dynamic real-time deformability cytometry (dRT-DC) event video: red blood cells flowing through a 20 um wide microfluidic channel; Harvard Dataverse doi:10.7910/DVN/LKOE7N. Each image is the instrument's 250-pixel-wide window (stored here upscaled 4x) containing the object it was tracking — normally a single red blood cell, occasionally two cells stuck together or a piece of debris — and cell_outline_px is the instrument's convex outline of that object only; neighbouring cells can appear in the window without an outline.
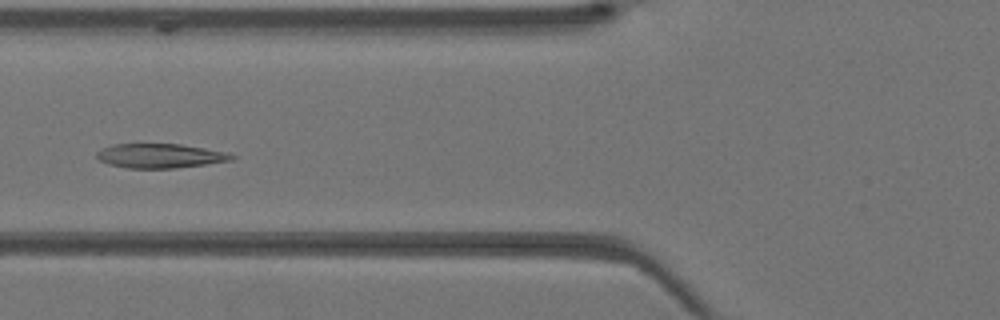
{"species": "Egyptian fruit bat (a non-hibernating species)", "species_latin": "Rousettus aegyptiacus", "temperature_condition": "warm", "stored_images_in_passage": 41, "camera_frame_rate_fps": 3000, "um_per_image_px": 0.085, "animal": {"sex": "female"}, "frame": {"image": 1, "passage_image": 16, "time_ms": 5.0, "image_size_px": [1000, 320], "cell_outline_px": [[236, 156], [232, 160], [176, 168], [128, 168], [108, 164], [100, 160], [96, 156], [96, 152], [112, 144], [180, 144], [228, 152]], "centroid_in_image_um": [13.61, 13.24], "position_along_channel_um": 112.2, "area_um2": 19.02}}
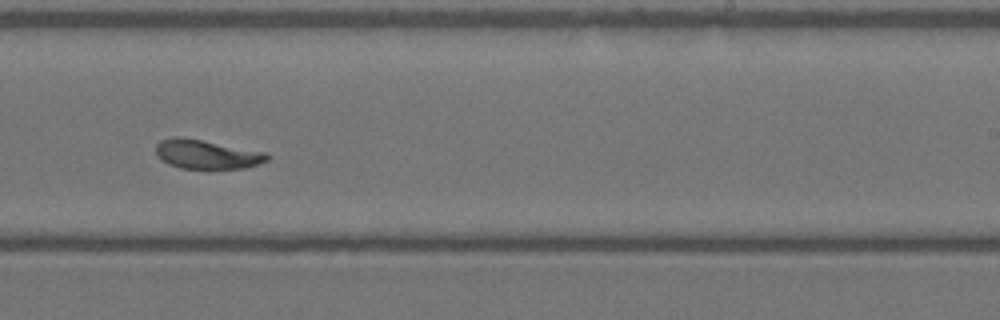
{"frame": {"image": 2, "passage_image": 26, "time_ms": 8.333, "image_size_px": [1000, 320], "cell_outline_px": [[272, 156], [268, 160], [244, 168], [180, 168], [168, 164], [156, 156], [156, 144], [160, 140], [176, 136], [200, 140], [264, 152]], "centroid_in_image_um": [17.53, 13.12], "position_along_channel_um": 271.5, "area_um2": 18.55}}
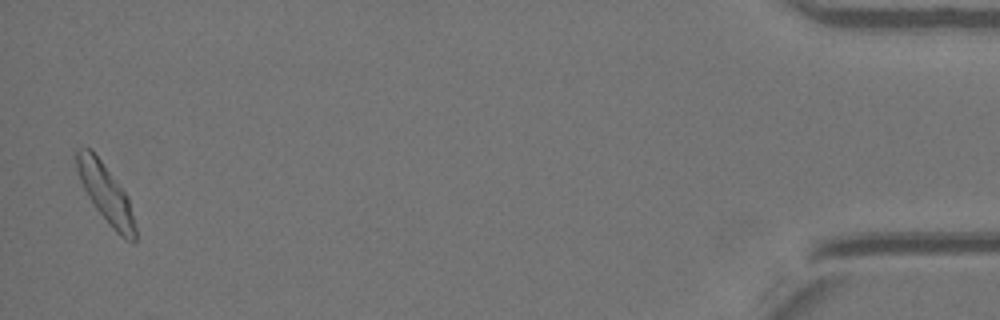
{"frame": {"image": 3, "passage_image": 41, "time_ms": 13.333, "image_size_px": [1000, 320], "cell_outline_px": [[136, 244], [132, 244], [124, 240], [112, 228], [96, 208], [88, 196], [80, 180], [76, 168], [76, 148], [92, 148], [128, 196], [136, 228]], "centroid_in_image_um": [9.01, 16.47], "position_along_channel_um": 426.2, "area_um2": 20.0}}